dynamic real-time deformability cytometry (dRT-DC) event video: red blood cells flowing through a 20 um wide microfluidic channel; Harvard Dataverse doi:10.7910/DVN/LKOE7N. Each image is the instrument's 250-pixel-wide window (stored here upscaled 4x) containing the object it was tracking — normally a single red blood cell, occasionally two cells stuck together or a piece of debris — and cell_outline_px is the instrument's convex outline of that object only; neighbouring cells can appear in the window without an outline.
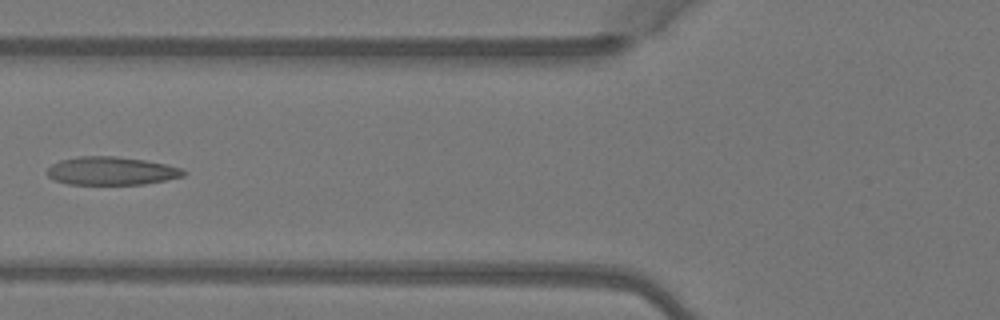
{"species": "Egyptian fruit bat (a non-hibernating species)", "species_latin": "Rousettus aegyptiacus", "temperature_condition": "warm", "stored_images_in_passage": 6, "camera_frame_rate_fps": 3000, "um_per_image_px": 0.085, "animal": {"sex": "female"}, "frame": {"image": 1, "passage_image": 6, "time_ms": 1.667, "image_size_px": [1000, 320], "cell_outline_px": [[188, 172], [184, 176], [144, 184], [68, 184], [56, 180], [48, 176], [44, 172], [52, 164], [60, 160], [80, 156], [116, 156], [144, 160], [184, 168]], "centroid_in_image_um": [9.47, 14.52], "position_along_channel_um": 116.3, "area_um2": 22.43}}